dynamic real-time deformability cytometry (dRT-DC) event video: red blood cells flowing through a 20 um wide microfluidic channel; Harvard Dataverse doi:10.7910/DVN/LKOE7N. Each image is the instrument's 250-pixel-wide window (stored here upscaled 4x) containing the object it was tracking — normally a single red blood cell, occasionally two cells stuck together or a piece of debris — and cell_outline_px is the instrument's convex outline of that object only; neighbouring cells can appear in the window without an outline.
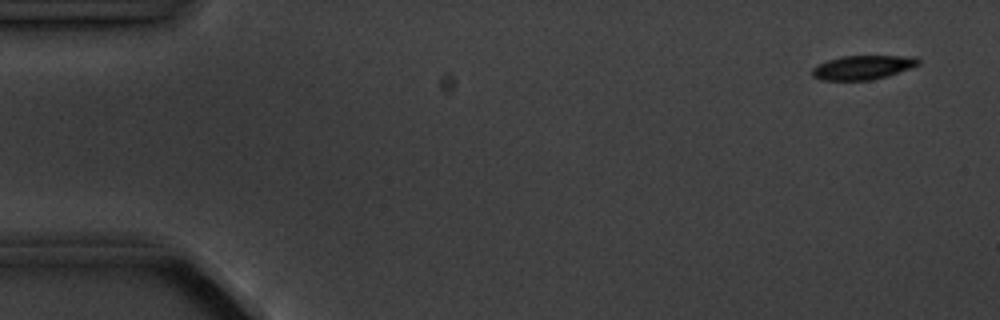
{"species": "common noctule bat (a hibernating species)", "species_latin": "Nyctalus noctula", "temperature_condition": "cold", "stored_images_in_passage": 4, "camera_frame_rate_fps": 3000, "um_per_image_px": 0.085, "animal": {"sex": "male", "body_mass_g": 20.1, "forearm_length_mm": 53.5}, "frame": {"image": 1, "passage_image": 1, "time_ms": 0.0, "image_size_px": [1000, 320], "cell_outline_px": [[920, 64], [888, 76], [872, 80], [820, 80], [812, 76], [812, 68], [816, 64], [840, 56], [916, 56], [920, 60]], "centroid_in_image_um": [73.32, 5.73], "position_along_channel_um": 11.7, "area_um2": 15.03}}
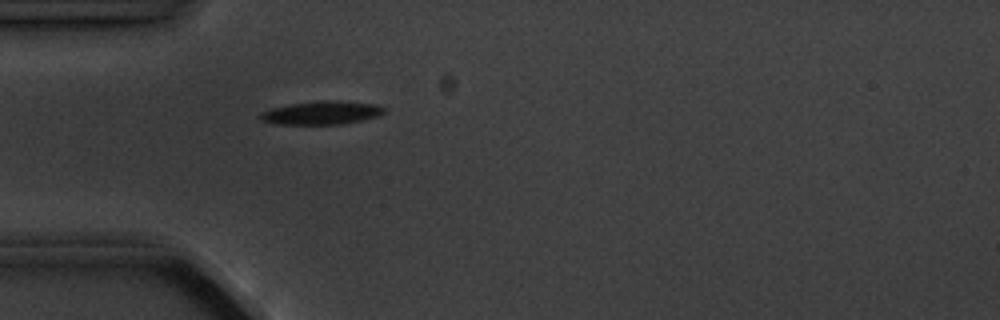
{"frame": {"image": 2, "passage_image": 4, "time_ms": 4.333, "image_size_px": [1000, 320], "cell_outline_px": [[388, 108], [380, 116], [340, 124], [272, 124], [260, 120], [256, 116], [260, 112], [272, 108], [292, 104], [324, 100], [328, 100], [376, 104]], "centroid_in_image_um": [27.31, 9.59], "position_along_channel_um": 57.7, "area_um2": 16.88}}